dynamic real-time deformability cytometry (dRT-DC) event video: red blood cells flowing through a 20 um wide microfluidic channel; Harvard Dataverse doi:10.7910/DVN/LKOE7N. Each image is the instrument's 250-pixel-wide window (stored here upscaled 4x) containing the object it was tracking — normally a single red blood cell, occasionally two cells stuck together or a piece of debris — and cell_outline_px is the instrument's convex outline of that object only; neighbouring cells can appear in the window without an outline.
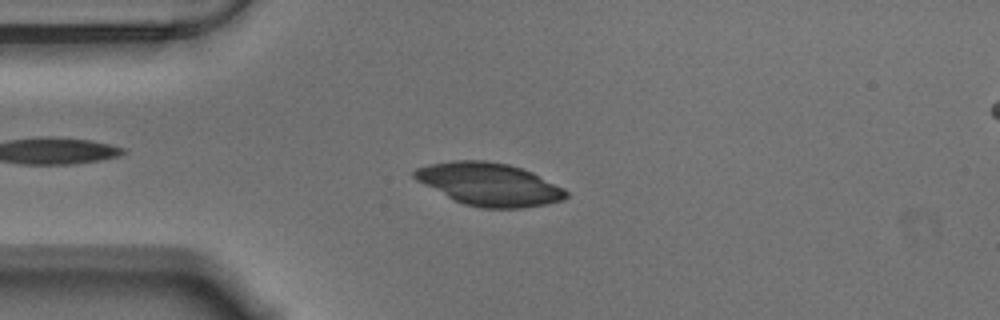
{"species": "Egyptian fruit bat (a non-hibernating species)", "species_latin": "Rousettus aegyptiacus", "temperature_condition": "warm", "stored_images_in_passage": 56, "camera_frame_rate_fps": 3000, "um_per_image_px": 0.085, "animal": {"sex": "male"}, "frame": {"image": 1, "passage_image": 13, "time_ms": 4.0, "image_size_px": [1000, 320], "cell_outline_px": [[568, 196], [564, 200], [548, 204], [520, 208], [480, 208], [464, 204], [416, 180], [412, 176], [412, 172], [416, 168], [428, 164], [452, 160], [488, 160], [508, 164], [532, 172], [564, 188], [568, 192]], "centroid_in_image_um": [41.6, 15.65], "position_along_channel_um": 43.4, "area_um2": 37.74}}